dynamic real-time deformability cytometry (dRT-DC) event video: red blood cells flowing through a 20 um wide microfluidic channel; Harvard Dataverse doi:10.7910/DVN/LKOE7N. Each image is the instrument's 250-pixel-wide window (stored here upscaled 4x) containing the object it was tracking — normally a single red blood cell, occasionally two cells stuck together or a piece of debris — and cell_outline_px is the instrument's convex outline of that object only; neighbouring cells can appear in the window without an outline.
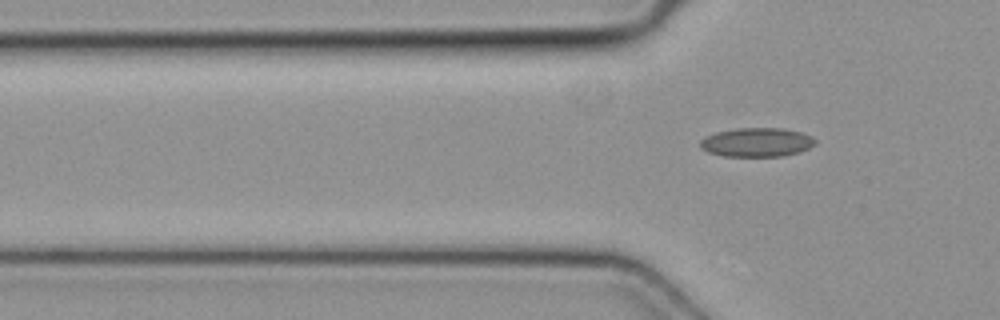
{"species": "common noctule bat (a hibernating species)", "species_latin": "Nyctalus noctula", "temperature_condition": "cold", "stored_images_in_passage": 3, "camera_frame_rate_fps": 3000, "um_per_image_px": 0.085, "animal": {"sex": "female", "body_mass_g": 19.3, "forearm_length_mm": 54.1}, "frame": {"image": 1, "passage_image": 3, "time_ms": 0.667, "image_size_px": [1000, 320], "cell_outline_px": [[816, 144], [800, 152], [784, 156], [724, 156], [708, 152], [700, 148], [700, 140], [704, 136], [716, 132], [736, 128], [784, 128], [800, 132], [812, 136], [816, 140]], "centroid_in_image_um": [64.32, 12.09], "position_along_channel_um": 61.5, "area_um2": 19.59}}